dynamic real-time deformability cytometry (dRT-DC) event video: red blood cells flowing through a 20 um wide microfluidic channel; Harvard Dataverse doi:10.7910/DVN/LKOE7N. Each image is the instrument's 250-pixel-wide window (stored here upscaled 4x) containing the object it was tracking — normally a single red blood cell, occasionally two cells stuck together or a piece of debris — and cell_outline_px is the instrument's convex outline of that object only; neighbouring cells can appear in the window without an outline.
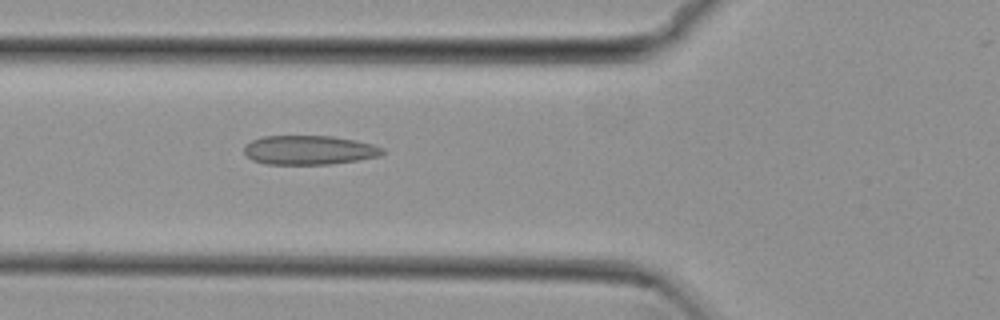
{"species": "common noctule bat (a hibernating species)", "species_latin": "Nyctalus noctula", "temperature_condition": "cold", "stored_images_in_passage": 31, "camera_frame_rate_fps": 3000, "um_per_image_px": 0.085, "animal": {"sex": "female", "body_mass_g": 29.2, "forearm_length_mm": 56.3}, "frame": {"image": 1, "passage_image": 3, "time_ms": 0.667, "image_size_px": [1000, 320], "cell_outline_px": [[384, 152], [380, 156], [356, 160], [328, 164], [268, 164], [252, 160], [244, 152], [244, 144], [252, 140], [264, 136], [332, 136], [356, 140], [372, 144], [384, 148]], "centroid_in_image_um": [26.27, 12.75], "position_along_channel_um": 99.5, "area_um2": 23.47}}
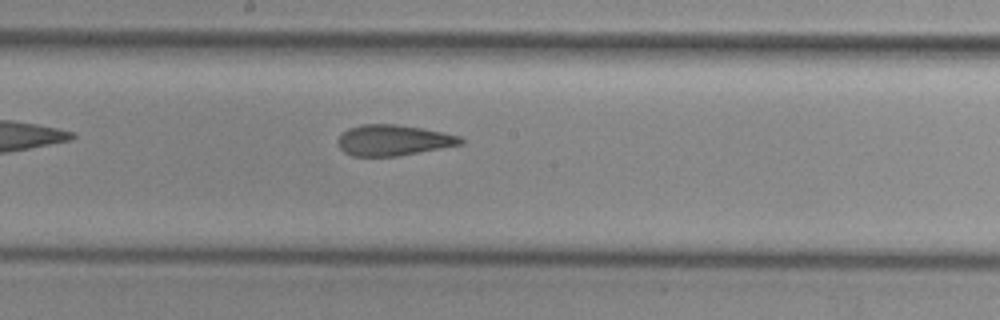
{"frame": {"image": 2, "passage_image": 12, "time_ms": 3.667, "image_size_px": [1000, 320], "cell_outline_px": [[464, 144], [396, 156], [352, 156], [344, 152], [340, 148], [336, 140], [348, 128], [360, 124], [396, 124], [420, 128], [460, 136], [464, 140]], "centroid_in_image_um": [33.4, 11.92], "position_along_channel_um": 214.8, "area_um2": 21.91}}
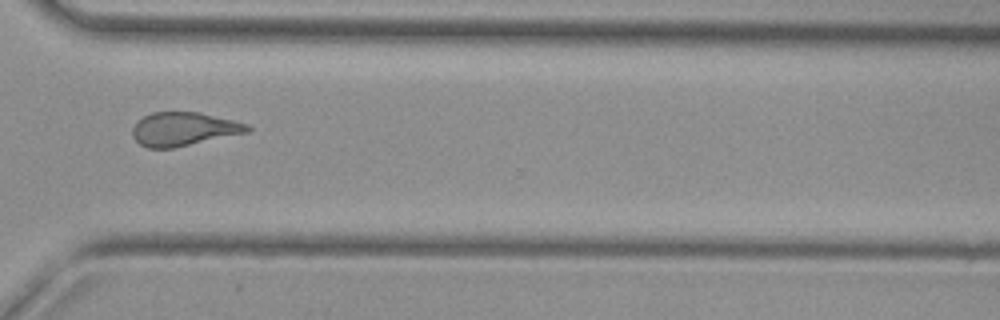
{"frame": {"image": 3, "passage_image": 23, "time_ms": 7.333, "image_size_px": [1000, 320], "cell_outline_px": [[252, 128], [248, 132], [172, 148], [148, 148], [140, 144], [132, 136], [132, 128], [136, 120], [152, 112], [200, 112], [248, 124]], "centroid_in_image_um": [15.58, 10.96], "position_along_channel_um": 355.0, "area_um2": 22.43}}